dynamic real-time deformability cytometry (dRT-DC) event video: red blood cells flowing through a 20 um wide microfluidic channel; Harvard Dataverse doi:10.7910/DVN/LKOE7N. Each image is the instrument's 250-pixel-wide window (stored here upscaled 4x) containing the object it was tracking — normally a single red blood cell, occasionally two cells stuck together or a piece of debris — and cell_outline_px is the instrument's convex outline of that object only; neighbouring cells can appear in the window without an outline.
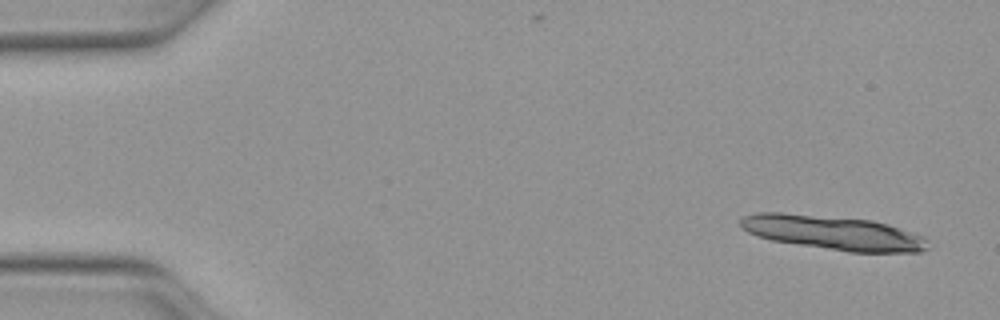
{"species": "Egyptian fruit bat (a non-hibernating species)", "species_latin": "Rousettus aegyptiacus", "temperature_condition": "warm", "stored_images_in_passage": 3, "camera_frame_rate_fps": 3000, "um_per_image_px": 0.085, "animal": {"sex": "female"}, "frame": {"image": 1, "passage_image": 2, "time_ms": 0.333, "image_size_px": [1000, 320], "cell_outline_px": [[916, 248], [844, 248], [784, 240], [800, 220], [820, 220], [876, 224], [888, 228]], "centroid_in_image_um": [71.93, 19.98], "position_along_channel_um": 13.1, "area_um2": 18.84}}